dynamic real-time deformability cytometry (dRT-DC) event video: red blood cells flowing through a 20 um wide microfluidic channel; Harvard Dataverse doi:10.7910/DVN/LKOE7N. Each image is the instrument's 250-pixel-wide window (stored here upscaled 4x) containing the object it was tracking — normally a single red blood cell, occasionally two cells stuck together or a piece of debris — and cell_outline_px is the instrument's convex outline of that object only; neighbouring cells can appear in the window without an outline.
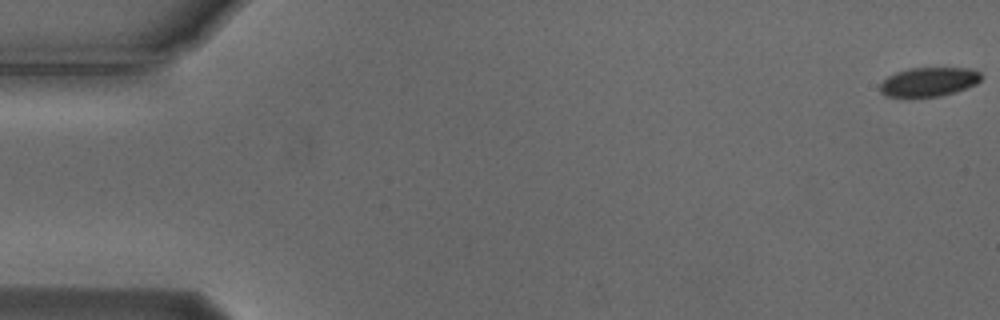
{"species": "Egyptian fruit bat (a non-hibernating species)", "species_latin": "Rousettus aegyptiacus", "temperature_condition": "cold", "stored_images_in_passage": 56, "camera_frame_rate_fps": 3000, "um_per_image_px": 0.085, "animal": {"sex": "male"}, "frame": {"image": 1, "passage_image": 1, "time_ms": 0.0, "image_size_px": [1000, 320], "cell_outline_px": [[984, 76], [976, 84], [956, 92], [940, 96], [912, 100], [908, 100], [884, 96], [880, 92], [880, 84], [888, 76], [896, 72], [908, 68], [972, 68], [980, 72]], "centroid_in_image_um": [78.91, 7.01], "position_along_channel_um": 6.1, "area_um2": 18.03}}
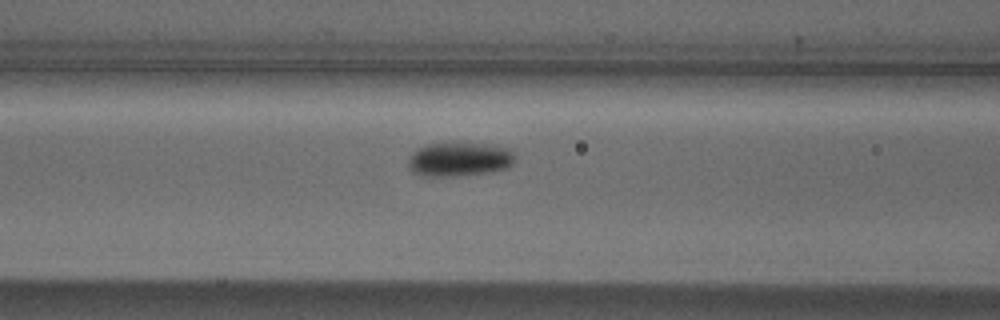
{"frame": {"image": 2, "passage_image": 23, "time_ms": 7.333, "image_size_px": [1000, 320], "cell_outline_px": [[516, 160], [508, 168], [492, 172], [456, 176], [424, 176], [412, 172], [408, 168], [408, 160], [412, 152], [416, 148], [428, 144], [488, 144], [512, 148], [516, 156]], "centroid_in_image_um": [39.08, 13.55], "position_along_channel_um": 127.5, "area_um2": 21.44}}
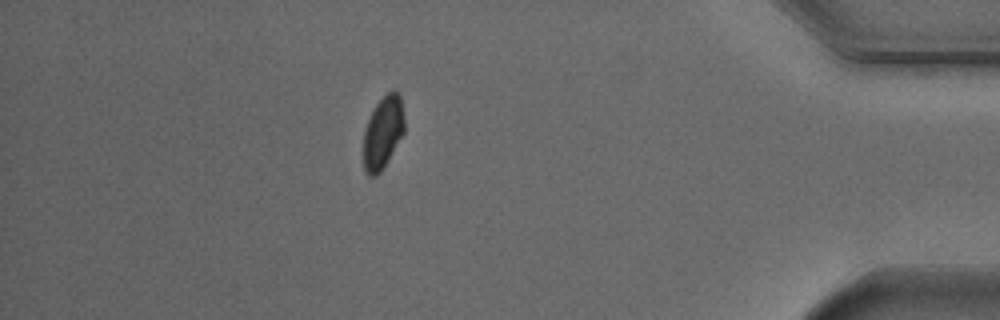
{"frame": {"image": 3, "passage_image": 49, "time_ms": 16.0, "image_size_px": [1000, 320], "cell_outline_px": [[404, 132], [384, 168], [376, 176], [368, 176], [364, 172], [364, 132], [368, 120], [376, 104], [388, 92], [396, 88], [400, 92], [404, 116]], "centroid_in_image_um": [32.57, 11.25], "position_along_channel_um": 402.6, "area_um2": 17.4}, "authors_computed_cell_mechanics": {"area_um2": 19.3052, "velocity_mm_per_s": 3.7123, "shape_relaxation_time_tau1_ms": 1.613, "shape_relaxation_time_tau2_ms": null, "deformation_change_tau1": 0.0634, "deformation_change_tau2": null}}